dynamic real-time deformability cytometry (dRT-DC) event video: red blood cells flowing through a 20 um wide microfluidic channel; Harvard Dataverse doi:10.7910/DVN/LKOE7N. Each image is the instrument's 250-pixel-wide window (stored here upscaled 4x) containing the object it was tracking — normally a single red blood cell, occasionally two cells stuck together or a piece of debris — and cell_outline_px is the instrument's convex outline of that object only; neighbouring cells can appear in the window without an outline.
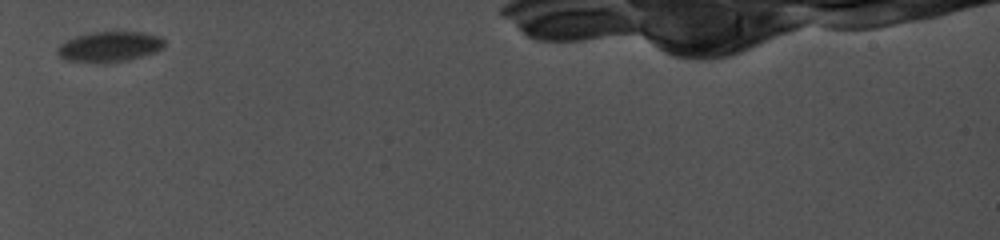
{"species": "common noctule bat (a hibernating species)", "species_latin": "Nyctalus noctula", "temperature_condition": "cold", "stored_images_in_passage": 4, "camera_frame_rate_fps": 5000, "um_per_image_px": 0.085, "animal": {"sex": "female", "body_mass_g": 19.0, "forearm_length_mm": 56.7}, "frame": {"image": 1, "passage_image": 1, "time_ms": 0.0, "image_size_px": [1000, 240], "cell_outline_px": [[164, 48], [156, 52], [128, 60], [96, 64], [64, 60], [56, 52], [56, 48], [60, 44], [76, 36], [92, 32], [140, 32], [160, 36], [164, 40]], "centroid_in_image_um": [9.29, 3.99], "position_along_channel_um": 75.7, "area_um2": 19.13}}